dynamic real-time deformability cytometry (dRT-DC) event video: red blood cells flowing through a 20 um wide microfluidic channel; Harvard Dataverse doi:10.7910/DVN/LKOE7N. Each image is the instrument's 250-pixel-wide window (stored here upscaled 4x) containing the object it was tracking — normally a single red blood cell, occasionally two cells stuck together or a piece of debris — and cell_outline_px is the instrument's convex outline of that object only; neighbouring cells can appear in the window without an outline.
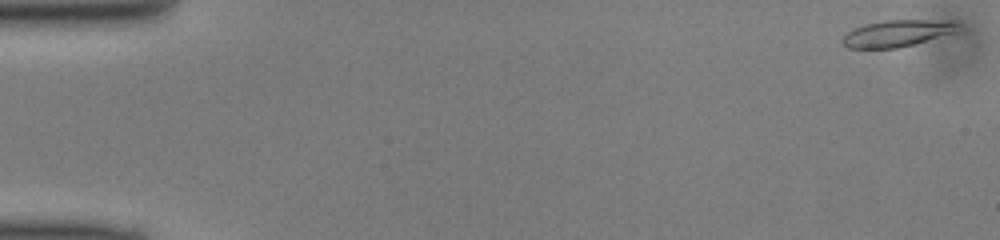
{"species": "common noctule bat (a hibernating species)", "species_latin": "Nyctalus noctula", "temperature_condition": "cold", "stored_images_in_passage": 49, "camera_frame_rate_fps": 3000, "um_per_image_px": 0.085, "animal": {"sex": "male", "body_mass_g": 13.0, "forearm_length_mm": 53.1}, "frame": {"image": 1, "passage_image": 1, "time_ms": 0.0, "image_size_px": [1000, 240], "cell_outline_px": [[960, 24], [952, 32], [912, 44], [896, 48], [848, 48], [840, 40], [848, 32], [864, 24], [888, 20], [952, 20]], "centroid_in_image_um": [76.21, 2.82], "position_along_channel_um": 8.8, "area_um2": 17.46}}
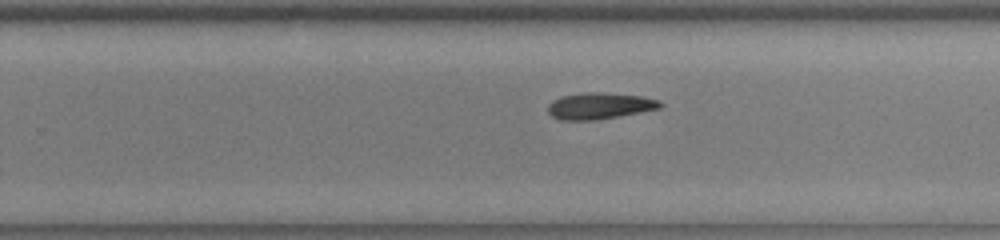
{"frame": {"image": 2, "passage_image": 31, "time_ms": 10.0, "image_size_px": [1000, 240], "cell_outline_px": [[664, 104], [660, 108], [640, 112], [596, 120], [560, 120], [552, 116], [548, 112], [548, 104], [552, 100], [560, 96], [580, 92], [596, 92], [644, 96], [660, 100]], "centroid_in_image_um": [50.95, 8.99], "position_along_channel_um": 278.9, "area_um2": 17.46}}
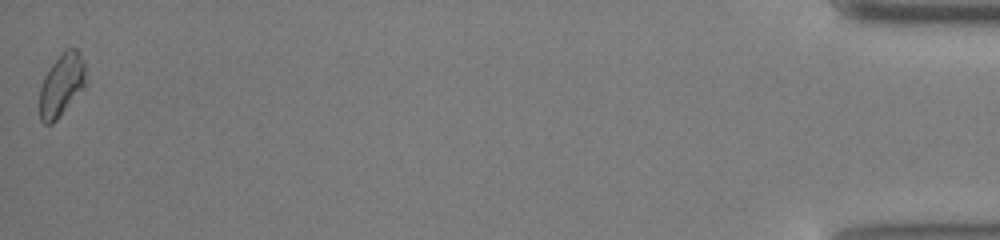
{"frame": {"image": 3, "passage_image": 49, "time_ms": 16.0, "image_size_px": [1000, 240], "cell_outline_px": [[84, 88], [56, 120], [52, 124], [44, 124], [40, 120], [40, 88], [44, 76], [52, 64], [68, 48], [76, 48], [80, 52], [84, 60]], "centroid_in_image_um": [5.22, 7.24], "position_along_channel_um": 430.0, "area_um2": 16.53}}